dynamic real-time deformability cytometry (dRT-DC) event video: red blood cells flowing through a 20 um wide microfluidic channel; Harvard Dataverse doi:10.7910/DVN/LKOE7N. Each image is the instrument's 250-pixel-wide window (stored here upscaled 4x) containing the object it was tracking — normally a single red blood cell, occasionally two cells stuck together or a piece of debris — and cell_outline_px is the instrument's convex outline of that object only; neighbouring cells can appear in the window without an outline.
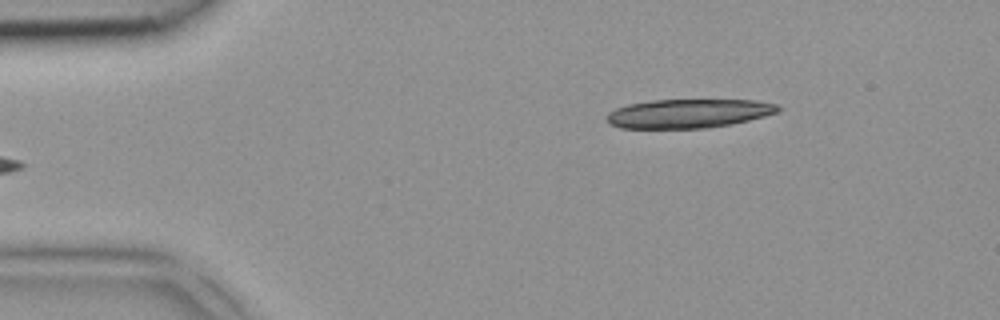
{"species": "common noctule bat (a hibernating species)", "species_latin": "Nyctalus noctula", "temperature_condition": "room temperature", "stored_images_in_passage": 5, "camera_frame_rate_fps": 3000, "um_per_image_px": 0.085, "animal": {"sex": "female", "body_mass_g": 18.4}, "frame": {"image": 1, "passage_image": 5, "time_ms": 1.333, "image_size_px": [1000, 320], "cell_outline_px": [[780, 108], [776, 112], [764, 116], [732, 124], [704, 128], [620, 128], [608, 124], [604, 120], [604, 116], [608, 112], [616, 108], [628, 104], [652, 100], [756, 100], [776, 104]], "centroid_in_image_um": [58.43, 9.65], "position_along_channel_um": 26.6, "area_um2": 28.96}}